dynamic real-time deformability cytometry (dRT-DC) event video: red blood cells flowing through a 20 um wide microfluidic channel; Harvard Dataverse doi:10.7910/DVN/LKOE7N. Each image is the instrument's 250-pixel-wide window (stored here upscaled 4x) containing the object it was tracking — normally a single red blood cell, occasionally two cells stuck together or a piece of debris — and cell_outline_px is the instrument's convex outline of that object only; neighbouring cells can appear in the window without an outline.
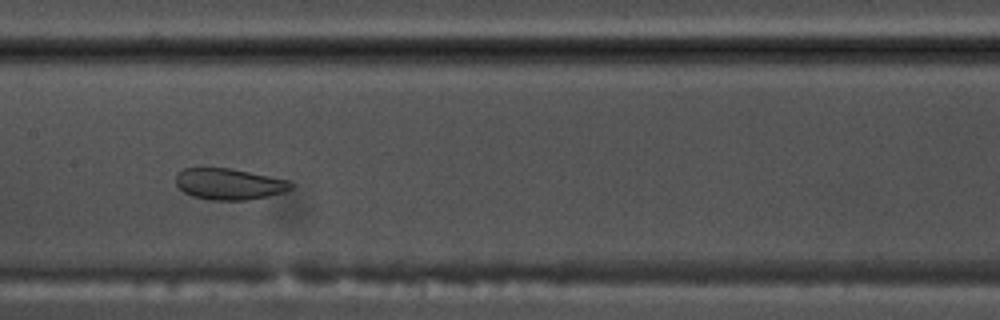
{"species": "common noctule bat (a hibernating species)", "species_latin": "Nyctalus noctula", "temperature_condition": "warm", "stored_images_in_passage": 43, "camera_frame_rate_fps": 3000, "um_per_image_px": 0.085, "animal": {"sex": "male", "body_mass_g": 17.5, "forearm_length_mm": 52.3}, "frame": {"image": 1, "passage_image": 16, "time_ms": 5.0, "image_size_px": [1000, 320], "cell_outline_px": [[292, 188], [284, 192], [268, 196], [248, 200], [208, 200], [192, 196], [184, 192], [176, 184], [176, 176], [184, 168], [232, 168], [288, 180], [292, 184]], "centroid_in_image_um": [19.47, 15.65], "position_along_channel_um": 187.9, "area_um2": 20.92}}
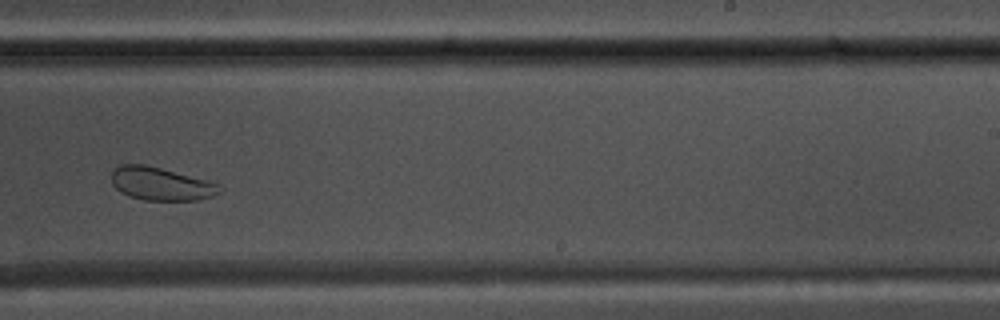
{"frame": {"image": 2, "passage_image": 23, "time_ms": 7.333, "image_size_px": [1000, 320], "cell_outline_px": [[224, 188], [220, 192], [212, 196], [196, 200], [144, 200], [128, 196], [120, 192], [112, 184], [112, 168], [120, 164], [144, 164], [208, 180], [220, 184]], "centroid_in_image_um": [13.67, 15.62], "position_along_channel_um": 275.3, "area_um2": 20.98}}
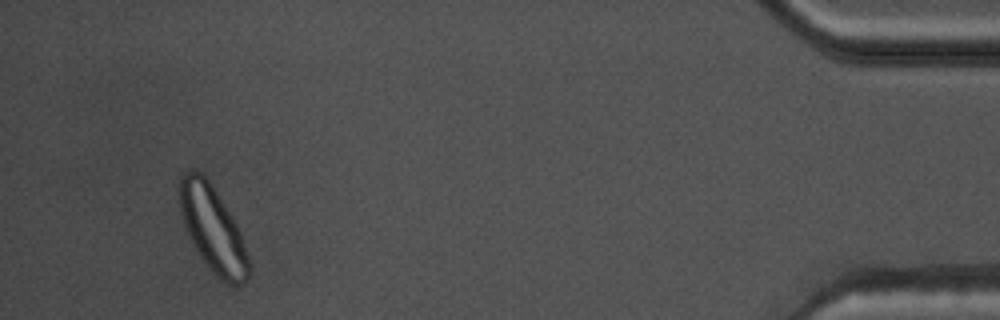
{"frame": {"image": 3, "passage_image": 40, "time_ms": 13.0, "image_size_px": [1000, 320], "cell_outline_px": [[252, 272], [248, 280], [244, 284], [228, 284], [220, 280], [208, 268], [192, 244], [188, 236], [180, 212], [180, 176], [184, 172], [192, 168], [200, 172], [208, 180], [216, 192], [236, 224], [240, 232], [252, 264]], "centroid_in_image_um": [18.11, 19.53], "position_along_channel_um": 417.1, "area_um2": 34.74}, "authors_computed_cell_mechanics": {"area_um2": 25.8366, "velocity_mm_per_s": 3.7479, "shape_relaxation_time_tau1_ms": null, "shape_relaxation_time_tau2_ms": 0.8934, "deformation_change_tau1": null, "deformation_change_tau2": 0.0656}}